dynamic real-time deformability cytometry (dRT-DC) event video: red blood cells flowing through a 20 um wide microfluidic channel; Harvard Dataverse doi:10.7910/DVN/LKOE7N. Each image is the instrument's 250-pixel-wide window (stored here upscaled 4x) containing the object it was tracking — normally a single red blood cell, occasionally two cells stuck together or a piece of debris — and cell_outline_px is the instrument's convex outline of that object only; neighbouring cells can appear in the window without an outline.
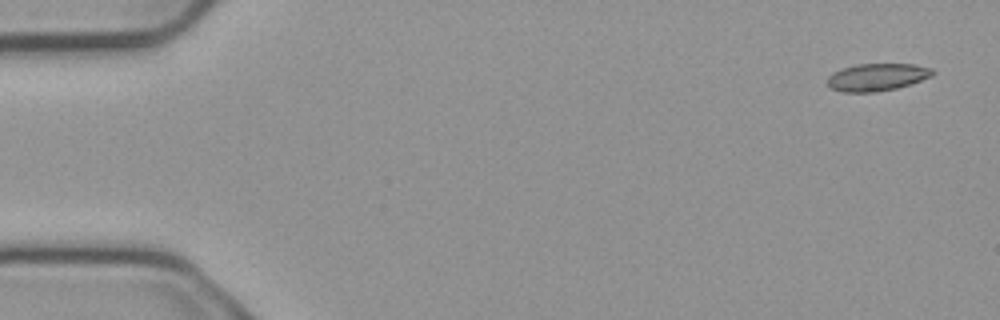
{"species": "common noctule bat (a hibernating species)", "species_latin": "Nyctalus noctula", "temperature_condition": "cold", "stored_images_in_passage": 6, "segment_of_instrument_passage": [1, 2], "camera_frame_rate_fps": 3000, "um_per_image_px": 0.085, "animal": {"sex": "male", "body_mass_g": 23.1, "forearm_length_mm": 52.7}, "frame": {"image": 1, "passage_image": 1, "time_ms": 0.0, "image_size_px": [1000, 320], "cell_outline_px": [[932, 76], [896, 88], [876, 92], [844, 92], [832, 88], [828, 84], [828, 76], [832, 72], [856, 64], [916, 64], [932, 68]], "centroid_in_image_um": [74.53, 6.55], "position_along_channel_um": 10.5, "area_um2": 16.59}}
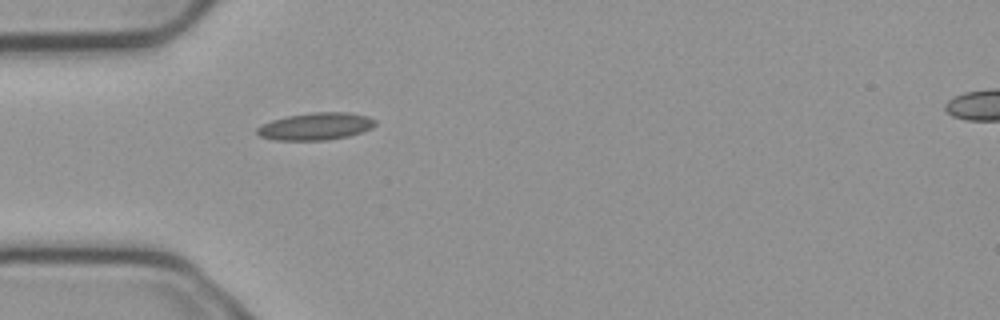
{"frame": {"image": 2, "passage_image": 5, "time_ms": 1.333, "image_size_px": [1000, 320], "cell_outline_px": [[376, 124], [372, 128], [348, 136], [324, 140], [276, 140], [260, 136], [256, 132], [256, 128], [272, 120], [284, 116], [312, 112], [348, 112], [368, 116], [376, 120]], "centroid_in_image_um": [26.84, 10.73], "position_along_channel_um": 58.2, "area_um2": 18.79}}